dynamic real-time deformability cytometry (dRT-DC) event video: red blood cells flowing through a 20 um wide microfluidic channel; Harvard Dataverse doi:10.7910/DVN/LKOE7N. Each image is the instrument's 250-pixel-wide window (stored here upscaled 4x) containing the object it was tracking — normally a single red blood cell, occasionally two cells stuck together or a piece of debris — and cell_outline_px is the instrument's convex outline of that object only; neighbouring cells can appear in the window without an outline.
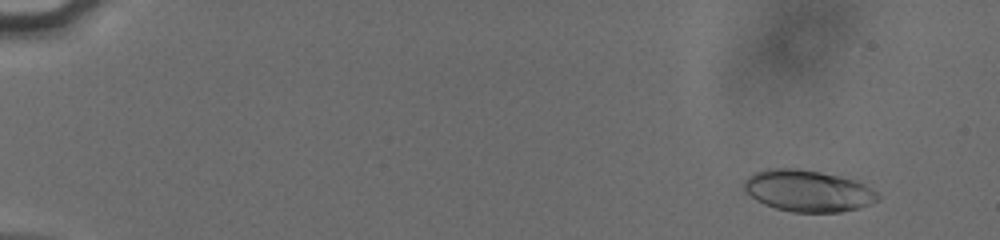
{"species": "human", "species_latin": "Homo sapiens", "temperature_condition": "cold", "stored_images_in_passage": 55, "camera_frame_rate_fps": 3000, "um_per_image_px": 0.085, "donor": {"sex": "male"}, "frame": {"image": 1, "passage_image": 4, "time_ms": 1.0, "image_size_px": [1000, 240], "cell_outline_px": [[880, 200], [860, 208], [840, 212], [792, 212], [776, 208], [764, 204], [756, 200], [744, 192], [740, 188], [744, 180], [748, 176], [756, 172], [768, 168], [796, 168], [820, 172], [840, 176], [864, 184], [876, 192], [880, 196]], "centroid_in_image_um": [68.63, 16.22], "position_along_channel_um": 16.4, "area_um2": 32.66}}
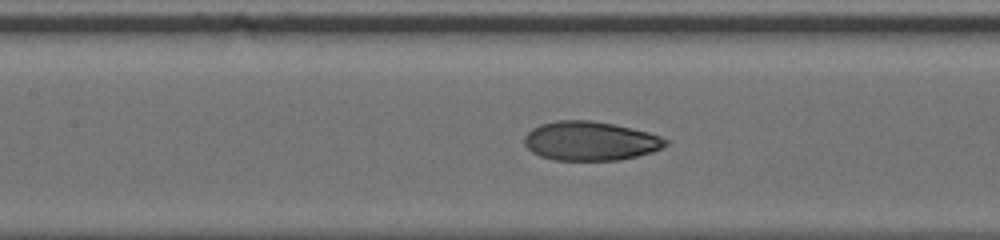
{"frame": {"image": 2, "passage_image": 27, "time_ms": 8.667, "image_size_px": [1000, 240], "cell_outline_px": [[668, 144], [652, 152], [620, 160], [552, 160], [540, 156], [532, 152], [524, 144], [524, 136], [532, 128], [540, 124], [556, 120], [592, 120], [612, 124], [648, 132], [660, 136], [668, 140]], "centroid_in_image_um": [50.14, 11.98], "position_along_channel_um": 157.3, "area_um2": 32.19}}
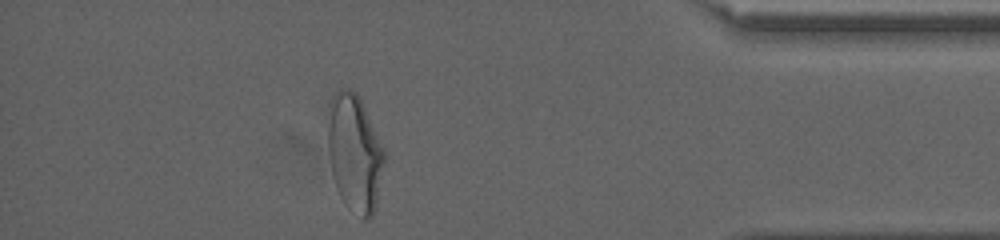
{"frame": {"image": 3, "passage_image": 49, "time_ms": 16.0, "image_size_px": [1000, 240], "cell_outline_px": [[384, 160], [376, 204], [372, 216], [368, 220], [364, 220], [340, 196], [336, 188], [332, 172], [328, 152], [328, 104], [332, 96], [340, 88], [348, 88], [356, 92], [384, 148]], "centroid_in_image_um": [30.12, 12.96], "position_along_channel_um": 405.1, "area_um2": 37.97}, "authors_computed_cell_mechanics": {"area_um2": 32.3102, "velocity_mm_per_s": 3.8202, "shape_relaxation_time_tau1_ms": 6.7792, "shape_relaxation_time_tau2_ms": 1.3353, "deformation_change_tau1": 0.2159, "deformation_change_tau2": 0.0563}}